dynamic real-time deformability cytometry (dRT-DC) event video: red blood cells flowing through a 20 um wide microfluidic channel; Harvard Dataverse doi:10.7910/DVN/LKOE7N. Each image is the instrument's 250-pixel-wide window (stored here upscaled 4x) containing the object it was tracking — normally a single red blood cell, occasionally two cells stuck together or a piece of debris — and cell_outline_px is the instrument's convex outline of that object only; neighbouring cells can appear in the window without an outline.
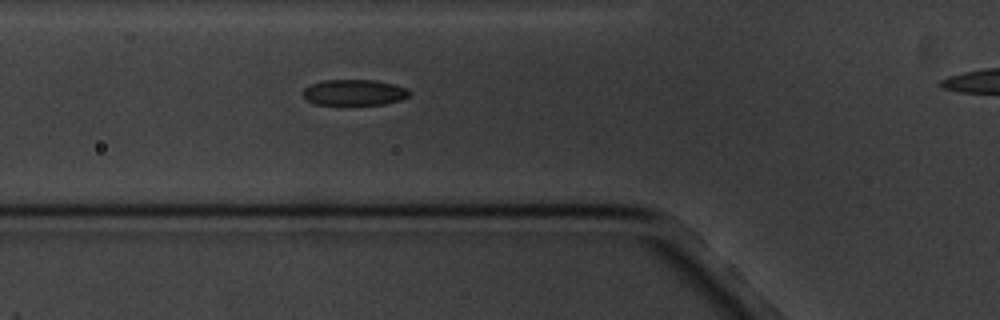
{"species": "common noctule bat (a hibernating species)", "species_latin": "Nyctalus noctula", "temperature_condition": "cold", "stored_images_in_passage": 3, "segment_of_instrument_passage": [1, 2], "camera_frame_rate_fps": 3000, "um_per_image_px": 0.085, "animal": {"sex": "male", "body_mass_g": 20.1, "forearm_length_mm": 53.5}, "frame": {"image": 1, "passage_image": 2, "time_ms": 1.0, "image_size_px": [1000, 320], "cell_outline_px": [[412, 92], [408, 96], [400, 100], [384, 104], [316, 104], [308, 100], [300, 92], [308, 84], [324, 80], [376, 80], [392, 84], [404, 88]], "centroid_in_image_um": [30.06, 7.85], "position_along_channel_um": 95.7, "area_um2": 15.95}}